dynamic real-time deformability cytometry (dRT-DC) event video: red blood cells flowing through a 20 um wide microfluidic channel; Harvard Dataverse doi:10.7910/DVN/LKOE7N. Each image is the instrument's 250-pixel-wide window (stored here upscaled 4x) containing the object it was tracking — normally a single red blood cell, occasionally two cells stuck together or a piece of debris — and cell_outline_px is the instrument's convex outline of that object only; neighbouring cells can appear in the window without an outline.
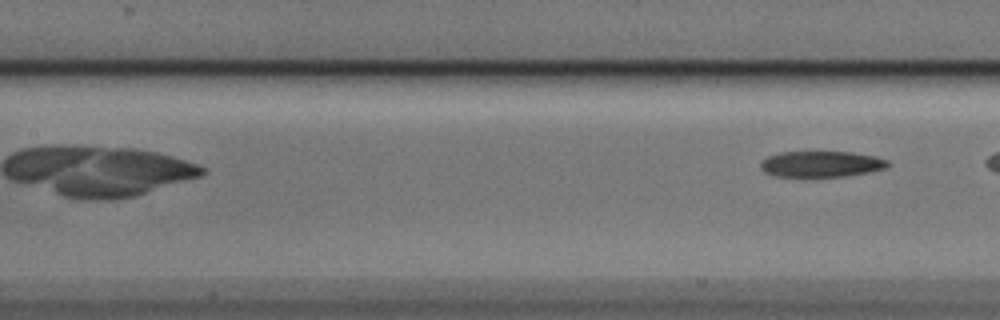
{"species": "Egyptian fruit bat (a non-hibernating species)", "species_latin": "Rousettus aegyptiacus", "temperature_condition": "cold", "stored_images_in_passage": 6, "camera_frame_rate_fps": 3000, "um_per_image_px": 0.085, "animal": {"sex": "male"}, "frame": {"image": 1, "passage_image": 6, "time_ms": 1.667, "image_size_px": [1000, 320], "cell_outline_px": [[892, 164], [888, 168], [872, 172], [848, 176], [812, 180], [772, 176], [764, 172], [760, 168], [760, 160], [768, 156], [780, 152], [852, 152], [872, 156], [888, 160]], "centroid_in_image_um": [69.77, 14.01], "position_along_channel_um": 137.6, "area_um2": 20.58}}